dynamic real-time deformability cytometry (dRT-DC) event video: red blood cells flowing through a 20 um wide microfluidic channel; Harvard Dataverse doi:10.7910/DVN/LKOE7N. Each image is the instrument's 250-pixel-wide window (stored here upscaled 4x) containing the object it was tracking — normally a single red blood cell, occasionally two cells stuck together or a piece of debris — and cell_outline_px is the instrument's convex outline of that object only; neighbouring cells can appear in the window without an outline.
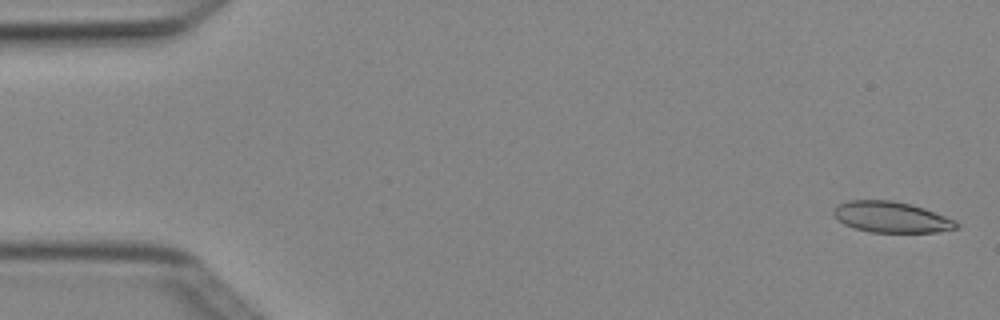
{"species": "Egyptian fruit bat (a non-hibernating species)", "species_latin": "Rousettus aegyptiacus", "temperature_condition": "cold", "stored_images_in_passage": 4, "camera_frame_rate_fps": 3000, "um_per_image_px": 0.085, "animal": {"sex": "female"}, "frame": {"image": 1, "passage_image": 1, "time_ms": 0.0, "image_size_px": [1000, 320], "cell_outline_px": [[960, 228], [936, 232], [872, 232], [856, 228], [844, 224], [832, 212], [840, 204], [848, 200], [892, 200], [912, 204], [924, 208], [956, 220], [960, 224]], "centroid_in_image_um": [75.83, 18.45], "position_along_channel_um": 9.2, "area_um2": 22.02}}
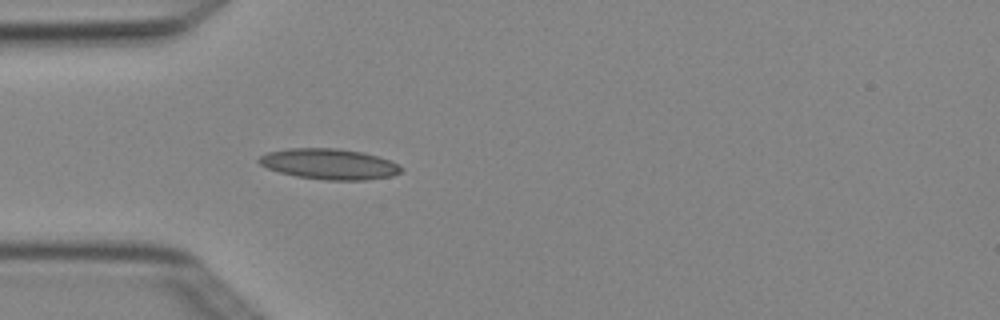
{"frame": {"image": 2, "passage_image": 4, "time_ms": 1.0, "image_size_px": [1000, 320], "cell_outline_px": [[404, 168], [400, 172], [392, 176], [368, 180], [324, 180], [296, 176], [280, 172], [268, 168], [260, 164], [256, 160], [260, 156], [268, 152], [288, 148], [336, 148], [364, 152], [388, 160]], "centroid_in_image_um": [27.97, 13.94], "position_along_channel_um": 57.0, "area_um2": 25.37}}